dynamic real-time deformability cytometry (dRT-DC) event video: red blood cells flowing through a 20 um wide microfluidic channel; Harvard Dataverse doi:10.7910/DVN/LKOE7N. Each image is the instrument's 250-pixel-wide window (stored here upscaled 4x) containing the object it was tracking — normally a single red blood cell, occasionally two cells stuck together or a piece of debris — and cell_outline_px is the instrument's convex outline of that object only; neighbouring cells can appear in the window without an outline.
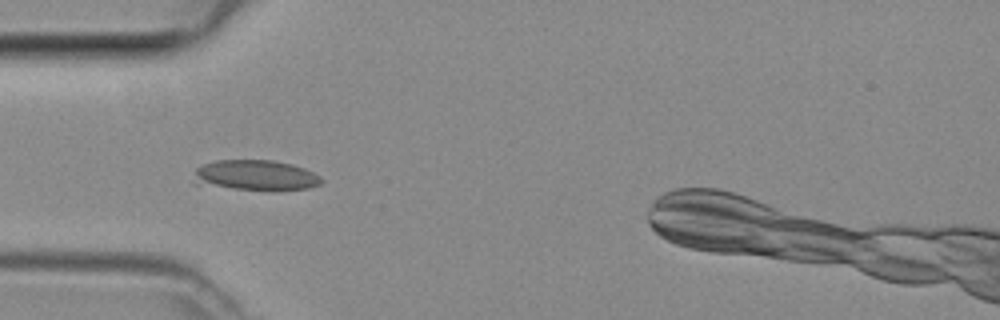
{"species": "common noctule bat (a hibernating species)", "species_latin": "Nyctalus noctula", "temperature_condition": "room temperature", "stored_images_in_passage": 5, "camera_frame_rate_fps": 3000, "um_per_image_px": 0.085, "animal": {"sex": "female", "body_mass_g": 29.2, "forearm_length_mm": 56.3}, "frame": {"image": 1, "passage_image": 5, "time_ms": 1.333, "image_size_px": [1000, 320], "cell_outline_px": [[324, 180], [320, 184], [308, 188], [272, 192], [192, 184], [196, 168], [204, 164], [216, 160], [272, 160], [292, 164], [304, 168], [320, 176]], "centroid_in_image_um": [21.72, 14.92], "position_along_channel_um": 63.3, "area_um2": 23.18}}